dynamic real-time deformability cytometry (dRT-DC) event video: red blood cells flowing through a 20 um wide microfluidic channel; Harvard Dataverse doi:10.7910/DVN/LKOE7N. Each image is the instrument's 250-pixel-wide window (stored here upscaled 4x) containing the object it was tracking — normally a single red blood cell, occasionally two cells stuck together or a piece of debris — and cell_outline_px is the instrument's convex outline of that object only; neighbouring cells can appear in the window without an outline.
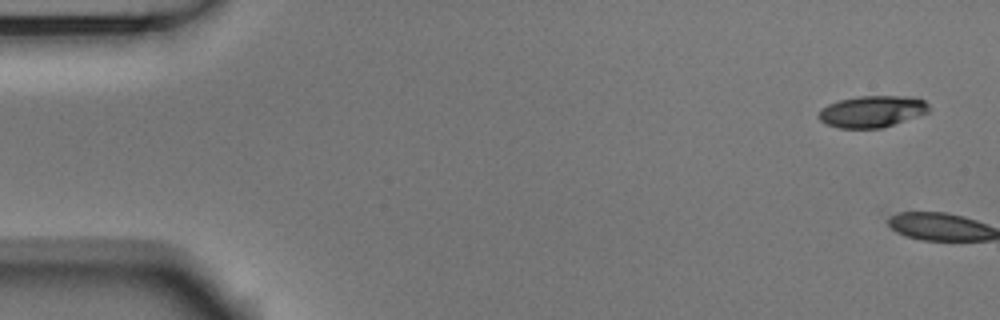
{"species": "Egyptian fruit bat (a non-hibernating species)", "species_latin": "Rousettus aegyptiacus", "temperature_condition": "room temperature", "stored_images_in_passage": 3, "camera_frame_rate_fps": 3000, "um_per_image_px": 0.085, "animal": {"sex": "male"}, "frame": {"image": 1, "passage_image": 1, "time_ms": 0.0, "image_size_px": [1000, 320], "cell_outline_px": [[928, 112], [880, 128], [840, 128], [828, 124], [820, 120], [816, 116], [820, 108], [828, 104], [840, 100], [860, 96], [912, 96], [924, 100], [928, 104]], "centroid_in_image_um": [74.08, 9.46], "position_along_channel_um": 10.9, "area_um2": 20.11}}